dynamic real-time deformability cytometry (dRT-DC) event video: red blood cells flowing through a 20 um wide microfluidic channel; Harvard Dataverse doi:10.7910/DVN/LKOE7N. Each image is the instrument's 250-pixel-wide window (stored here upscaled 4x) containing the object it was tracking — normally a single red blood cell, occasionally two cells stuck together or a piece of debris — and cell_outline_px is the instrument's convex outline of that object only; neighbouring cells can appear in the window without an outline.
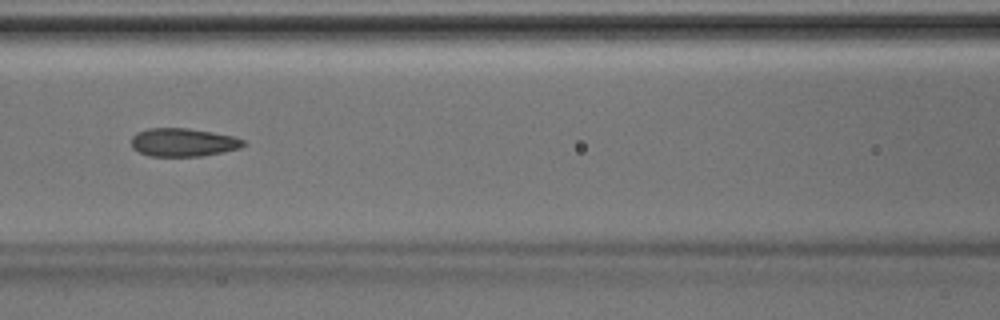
{"species": "Egyptian fruit bat (a non-hibernating species)", "species_latin": "Rousettus aegyptiacus", "temperature_condition": "room temperature", "stored_images_in_passage": 20, "camera_frame_rate_fps": 3000, "um_per_image_px": 0.085, "animal": {"sex": "male"}, "frame": {"image": 1, "passage_image": 9, "time_ms": 2.667, "image_size_px": [1000, 320], "cell_outline_px": [[244, 144], [240, 148], [224, 152], [200, 156], [148, 156], [132, 148], [132, 136], [136, 132], [148, 128], [188, 128], [212, 132], [232, 136], [244, 140]], "centroid_in_image_um": [15.54, 12.1], "position_along_channel_um": 151.1, "area_um2": 18.44}}
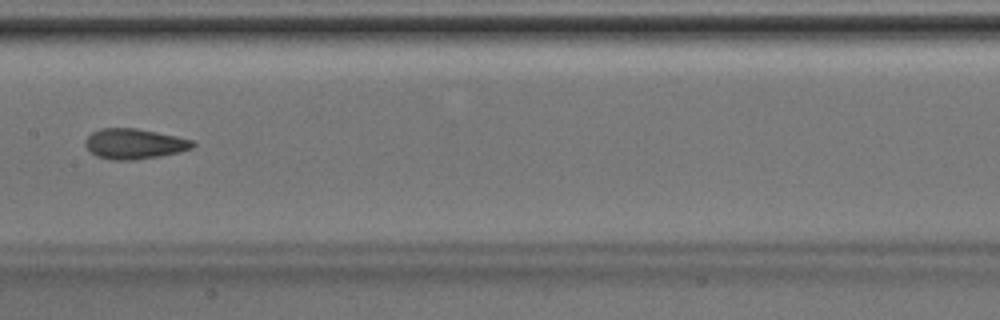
{"frame": {"image": 2, "passage_image": 12, "time_ms": 3.667, "image_size_px": [1000, 320], "cell_outline_px": [[196, 144], [192, 148], [180, 152], [160, 156], [132, 160], [112, 160], [96, 156], [84, 144], [84, 140], [92, 132], [100, 128], [136, 128], [176, 136], [192, 140]], "centroid_in_image_um": [11.41, 12.22], "position_along_channel_um": 196.0, "area_um2": 18.96}}